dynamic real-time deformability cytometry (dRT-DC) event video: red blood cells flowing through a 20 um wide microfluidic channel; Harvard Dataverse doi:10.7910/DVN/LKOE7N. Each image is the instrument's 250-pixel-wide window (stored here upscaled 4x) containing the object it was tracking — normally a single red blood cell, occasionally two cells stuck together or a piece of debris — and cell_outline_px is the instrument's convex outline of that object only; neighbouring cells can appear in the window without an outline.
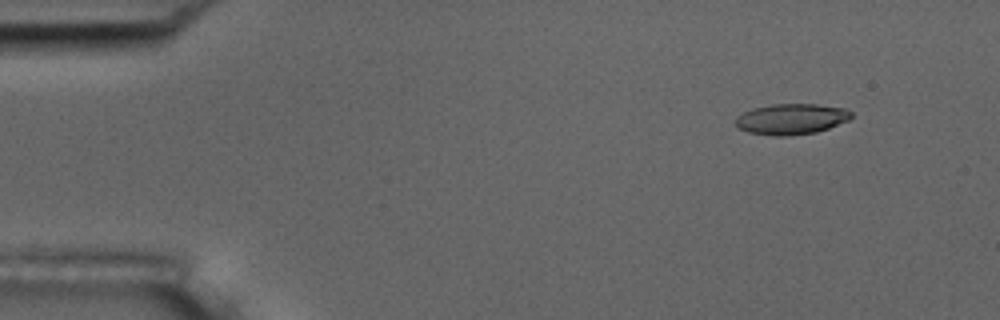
{"species": "common noctule bat (a hibernating species)", "species_latin": "Nyctalus noctula", "temperature_condition": "room temperature", "stored_images_in_passage": 7, "camera_frame_rate_fps": 3000, "um_per_image_px": 0.085, "animal": {"sex": "male", "body_mass_g": 17.5, "forearm_length_mm": 52.3}, "frame": {"image": 1, "passage_image": 7, "time_ms": 8.0, "image_size_px": [1000, 320], "cell_outline_px": [[852, 116], [848, 120], [828, 128], [816, 132], [788, 136], [772, 136], [748, 132], [740, 128], [736, 124], [736, 116], [752, 108], [772, 104], [816, 104], [844, 108], [852, 112]], "centroid_in_image_um": [67.25, 10.12], "position_along_channel_um": 17.7, "area_um2": 20.69}}